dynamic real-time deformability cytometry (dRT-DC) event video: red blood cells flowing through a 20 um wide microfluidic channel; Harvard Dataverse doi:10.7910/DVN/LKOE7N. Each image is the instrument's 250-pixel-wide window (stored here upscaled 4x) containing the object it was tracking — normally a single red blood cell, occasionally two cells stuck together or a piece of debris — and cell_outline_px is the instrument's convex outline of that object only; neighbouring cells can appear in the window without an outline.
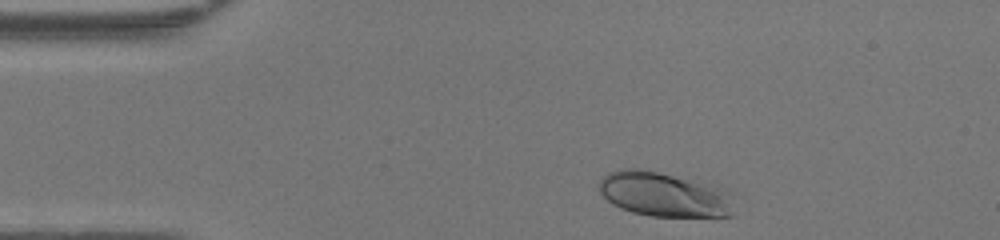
{"species": "human", "species_latin": "Homo sapiens", "temperature_condition": "warm", "stored_images_in_passage": 33, "camera_frame_rate_fps": 3000, "um_per_image_px": 0.085, "donor": {"sex": "female"}, "frame": {"image": 1, "passage_image": 2, "time_ms": 0.333, "image_size_px": [1000, 240], "cell_outline_px": [[736, 216], [652, 216], [632, 212], [620, 208], [612, 204], [600, 192], [596, 184], [608, 172], [620, 168], [640, 168], [728, 188], [732, 192]], "centroid_in_image_um": [56.5, 16.52], "position_along_channel_um": 28.5, "area_um2": 35.72}}
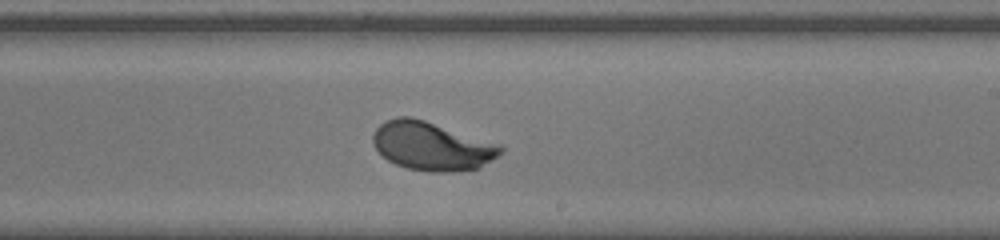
{"frame": {"image": 2, "passage_image": 22, "time_ms": 7.0, "image_size_px": [1000, 240], "cell_outline_px": [[504, 152], [480, 168], [460, 172], [432, 172], [404, 168], [388, 160], [372, 144], [372, 136], [376, 128], [384, 120], [396, 116], [412, 116], [424, 120], [504, 148]], "centroid_in_image_um": [36.63, 12.44], "position_along_channel_um": 252.4, "area_um2": 35.72}}
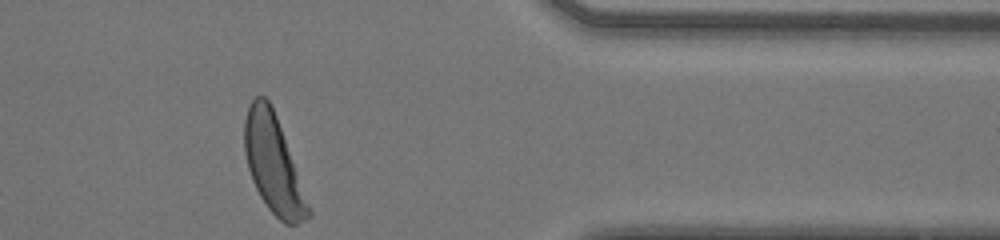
{"frame": {"image": 3, "passage_image": 33, "time_ms": 10.667, "image_size_px": [1000, 240], "cell_outline_px": [[312, 216], [296, 224], [284, 224], [268, 208], [260, 196], [252, 180], [248, 168], [244, 152], [244, 120], [248, 104], [256, 96], [264, 96], [268, 100], [276, 116], [312, 212]], "centroid_in_image_um": [23.21, 13.97], "position_along_channel_um": 388.2, "area_um2": 35.72}, "authors_computed_cell_mechanics": {"area_um2": 35.0268, "velocity_mm_per_s": 4.2915, "shape_relaxation_time_tau1_ms": 2.1325, "shape_relaxation_time_tau2_ms": null, "deformation_change_tau1": 0.1681, "deformation_change_tau2": null}}